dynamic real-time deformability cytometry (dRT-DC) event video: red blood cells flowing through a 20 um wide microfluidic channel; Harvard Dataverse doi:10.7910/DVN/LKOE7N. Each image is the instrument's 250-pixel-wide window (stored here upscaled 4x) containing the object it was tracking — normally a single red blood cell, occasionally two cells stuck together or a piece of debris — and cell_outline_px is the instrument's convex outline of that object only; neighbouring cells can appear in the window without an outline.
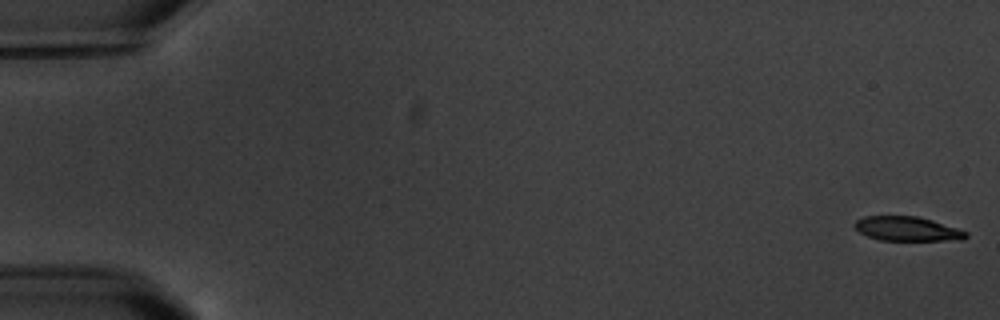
{"species": "common noctule bat (a hibernating species)", "species_latin": "Nyctalus noctula", "temperature_condition": "warm", "stored_images_in_passage": 7, "camera_frame_rate_fps": 3000, "um_per_image_px": 0.085, "animal": {"sex": "male", "body_mass_g": 20.1, "forearm_length_mm": 53.5}, "frame": {"image": 1, "passage_image": 1, "time_ms": 0.0, "image_size_px": [1000, 320], "cell_outline_px": [[968, 236], [964, 240], [880, 240], [868, 236], [860, 232], [852, 224], [856, 220], [864, 216], [916, 216], [932, 220], [968, 232]], "centroid_in_image_um": [77.11, 19.45], "position_along_channel_um": 7.9, "area_um2": 15.72}}
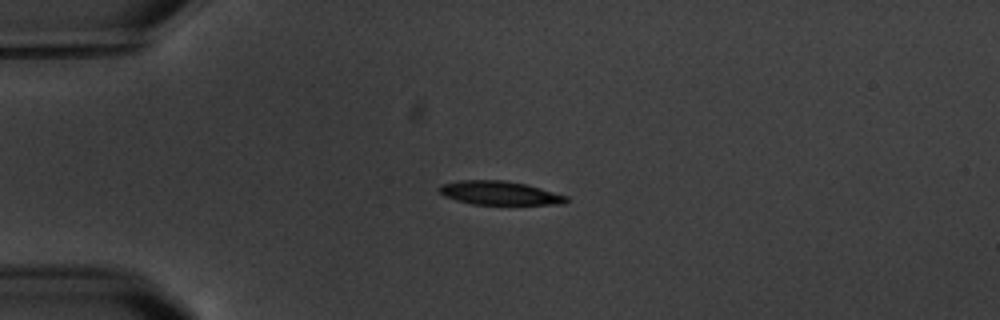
{"frame": {"image": 2, "passage_image": 5, "time_ms": 4.667, "image_size_px": [1000, 320], "cell_outline_px": [[568, 200], [564, 204], [472, 204], [456, 200], [444, 196], [436, 188], [440, 184], [460, 180], [504, 180], [524, 184], [540, 188], [568, 196]], "centroid_in_image_um": [42.42, 16.4], "position_along_channel_um": 42.6, "area_um2": 17.51}}